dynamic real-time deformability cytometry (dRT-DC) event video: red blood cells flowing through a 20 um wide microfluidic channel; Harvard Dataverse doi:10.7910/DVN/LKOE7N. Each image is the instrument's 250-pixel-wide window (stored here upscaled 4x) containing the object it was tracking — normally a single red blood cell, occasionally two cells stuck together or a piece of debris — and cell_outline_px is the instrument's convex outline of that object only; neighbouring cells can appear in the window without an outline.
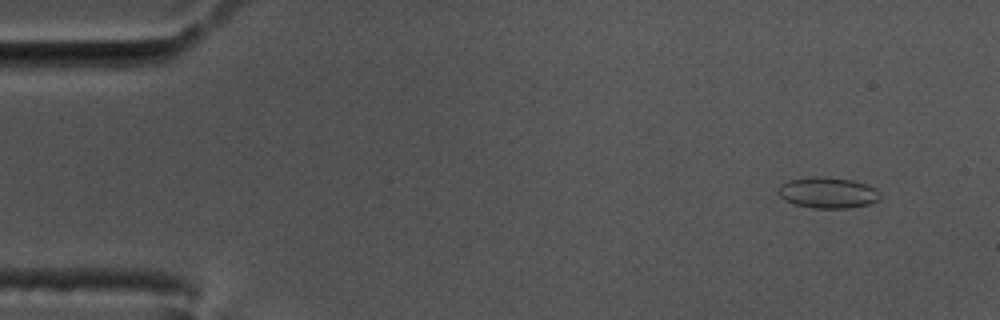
{"species": "common noctule bat (a hibernating species)", "species_latin": "Nyctalus noctula", "temperature_condition": "cold", "stored_images_in_passage": 54, "camera_frame_rate_fps": 3000, "um_per_image_px": 0.085, "animal": {"sex": "male", "body_mass_g": 17.5, "forearm_length_mm": 52.3}, "frame": {"image": 1, "passage_image": 1, "time_ms": 0.0, "image_size_px": [1000, 320], "cell_outline_px": [[880, 200], [872, 204], [848, 208], [812, 208], [792, 204], [784, 200], [776, 192], [776, 188], [780, 184], [788, 180], [812, 176], [820, 176], [852, 180], [868, 184], [876, 188], [880, 192]], "centroid_in_image_um": [70.35, 16.38], "position_along_channel_um": 14.7, "area_um2": 18.9}}
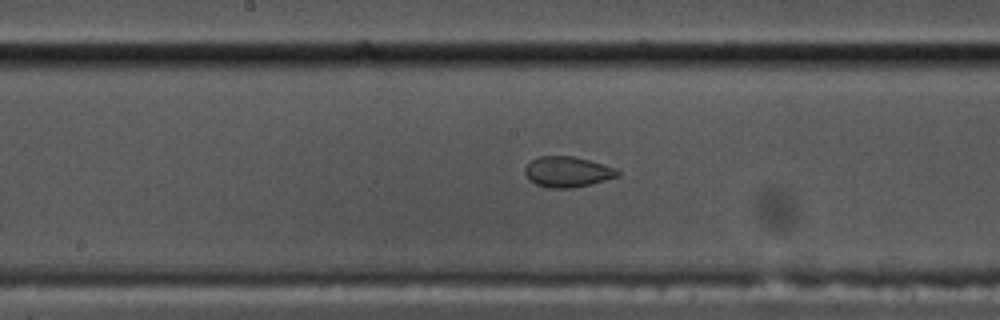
{"frame": {"image": 2, "passage_image": 26, "time_ms": 8.333, "image_size_px": [1000, 320], "cell_outline_px": [[620, 176], [572, 188], [548, 188], [536, 184], [528, 180], [524, 172], [524, 168], [532, 160], [540, 156], [572, 156], [588, 160], [616, 168], [620, 172]], "centroid_in_image_um": [48.21, 14.61], "position_along_channel_um": 200.0, "area_um2": 16.42}}
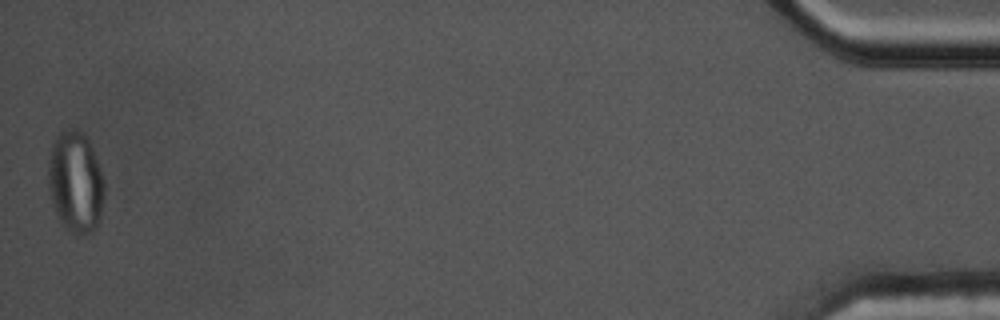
{"frame": {"image": 3, "passage_image": 54, "time_ms": 17.667, "image_size_px": [1000, 320], "cell_outline_px": [[104, 196], [100, 220], [96, 228], [92, 232], [72, 232], [60, 220], [52, 204], [48, 188], [48, 164], [52, 144], [56, 136], [64, 128], [76, 128], [88, 140], [92, 148], [104, 180]], "centroid_in_image_um": [6.41, 15.44], "position_along_channel_um": 428.8, "area_um2": 32.95}}